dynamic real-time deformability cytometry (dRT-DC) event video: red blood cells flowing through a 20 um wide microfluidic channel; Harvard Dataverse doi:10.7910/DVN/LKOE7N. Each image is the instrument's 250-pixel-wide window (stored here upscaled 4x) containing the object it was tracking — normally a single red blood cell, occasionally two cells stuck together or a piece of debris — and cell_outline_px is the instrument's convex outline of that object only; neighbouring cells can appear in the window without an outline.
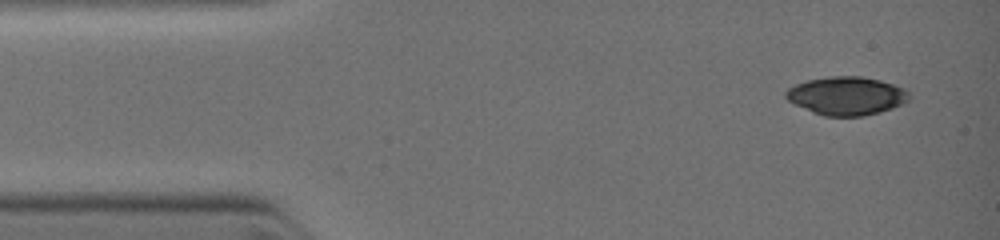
{"species": "common noctule bat (a hibernating species)", "species_latin": "Nyctalus noctula", "temperature_condition": "warm", "stored_images_in_passage": 2, "camera_frame_rate_fps": 3000, "um_per_image_px": 0.085, "animal": {"sex": "female", "body_mass_g": 19.0, "forearm_length_mm": 51.5}, "frame": {"image": 1, "passage_image": 1, "time_ms": 0.0, "image_size_px": [1000, 240], "cell_outline_px": [[908, 100], [892, 108], [880, 112], [864, 116], [824, 116], [812, 112], [788, 100], [784, 96], [784, 92], [788, 88], [796, 84], [808, 80], [828, 76], [860, 76], [880, 80], [904, 88], [908, 92]], "centroid_in_image_um": [71.93, 8.14], "position_along_channel_um": 13.1, "area_um2": 27.4}}